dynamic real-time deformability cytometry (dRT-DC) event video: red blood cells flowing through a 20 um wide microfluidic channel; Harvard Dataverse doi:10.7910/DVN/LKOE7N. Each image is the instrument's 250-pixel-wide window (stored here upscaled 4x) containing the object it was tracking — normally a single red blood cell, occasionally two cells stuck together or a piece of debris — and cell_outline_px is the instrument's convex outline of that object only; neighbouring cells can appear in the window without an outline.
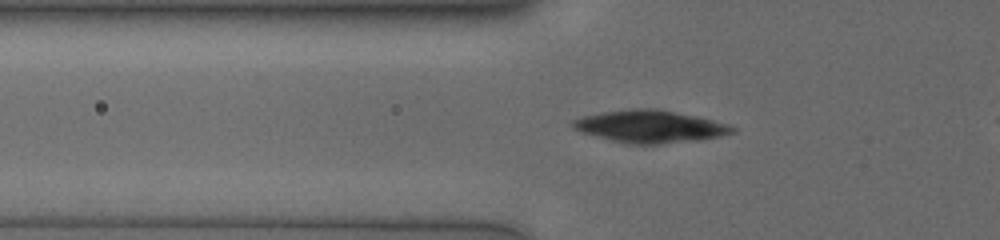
{"species": "human", "species_latin": "Homo sapiens", "temperature_condition": "cold", "stored_images_in_passage": 54, "camera_frame_rate_fps": 3000, "um_per_image_px": 0.085, "donor": {"sex": "male"}, "frame": {"image": 1, "passage_image": 22, "time_ms": 7.0, "image_size_px": [1000, 240], "cell_outline_px": [[736, 132], [720, 136], [656, 144], [628, 144], [612, 140], [584, 132], [572, 128], [572, 120], [584, 116], [604, 112], [632, 108], [656, 108], [696, 116], [728, 124], [736, 128]], "centroid_in_image_um": [55.25, 10.73], "position_along_channel_um": 70.6, "area_um2": 29.48}}
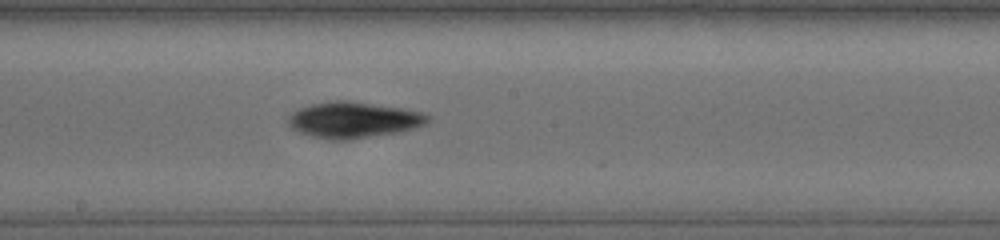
{"frame": {"image": 2, "passage_image": 34, "time_ms": 11.0, "image_size_px": [1000, 240], "cell_outline_px": [[428, 120], [424, 124], [416, 128], [400, 132], [352, 140], [328, 140], [312, 136], [300, 132], [292, 128], [288, 124], [288, 116], [292, 112], [300, 108], [312, 104], [336, 100], [348, 100], [400, 108], [420, 112], [428, 116]], "centroid_in_image_um": [30.02, 10.21], "position_along_channel_um": 218.2, "area_um2": 29.25}}
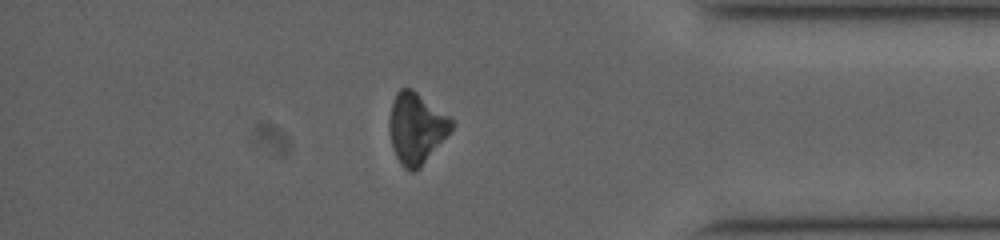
{"frame": {"image": 3, "passage_image": 50, "time_ms": 16.333, "image_size_px": [1000, 240], "cell_outline_px": [[452, 128], [420, 168], [412, 172], [404, 168], [400, 164], [396, 156], [392, 144], [388, 128], [388, 120], [392, 104], [396, 92], [400, 88], [412, 88], [448, 116], [452, 120]], "centroid_in_image_um": [35.34, 10.89], "position_along_channel_um": 399.9, "area_um2": 25.32}}